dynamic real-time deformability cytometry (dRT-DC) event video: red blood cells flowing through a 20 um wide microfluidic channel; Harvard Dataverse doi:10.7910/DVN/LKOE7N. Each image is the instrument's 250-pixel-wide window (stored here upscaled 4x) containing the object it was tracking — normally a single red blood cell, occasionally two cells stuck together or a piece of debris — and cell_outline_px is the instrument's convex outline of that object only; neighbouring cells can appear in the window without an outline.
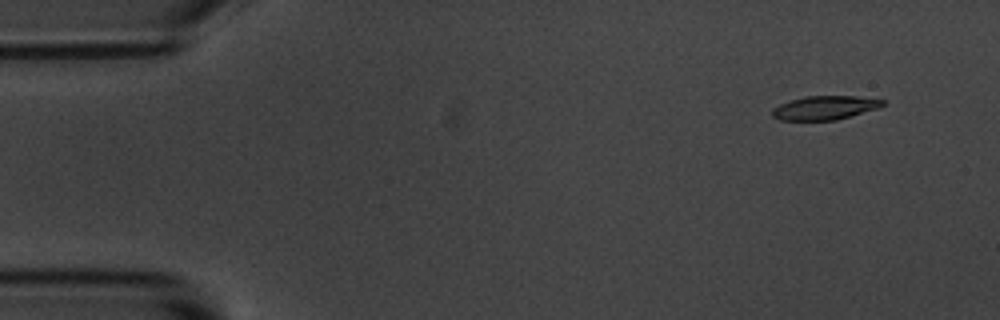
{"species": "common noctule bat (a hibernating species)", "species_latin": "Nyctalus noctula", "temperature_condition": "room temperature", "stored_images_in_passage": 4, "camera_frame_rate_fps": 3000, "um_per_image_px": 0.085, "animal": {"sex": "male", "body_mass_g": 20.1, "forearm_length_mm": 53.5}, "frame": {"image": 1, "passage_image": 1, "time_ms": 0.0, "image_size_px": [1000, 320], "cell_outline_px": [[884, 104], [880, 108], [836, 120], [780, 120], [772, 116], [772, 108], [780, 104], [804, 96], [856, 96], [884, 100]], "centroid_in_image_um": [70.11, 9.16], "position_along_channel_um": 14.9, "area_um2": 15.32}}
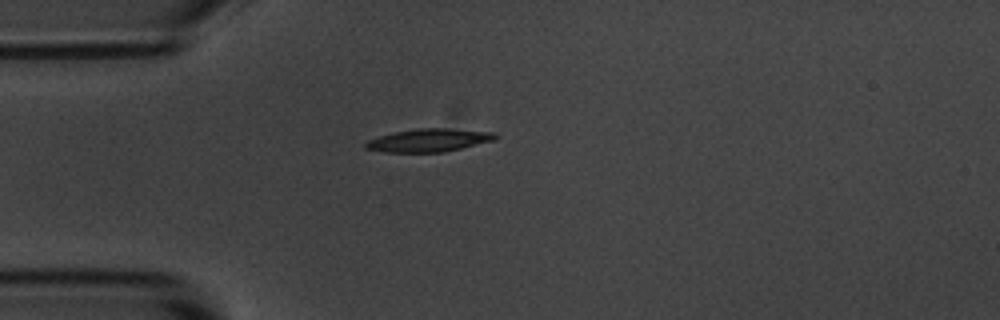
{"frame": {"image": 2, "passage_image": 4, "time_ms": 3.333, "image_size_px": [1000, 320], "cell_outline_px": [[500, 136], [496, 140], [444, 152], [384, 152], [364, 148], [364, 144], [368, 140], [392, 132], [420, 128], [444, 128], [496, 132]], "centroid_in_image_um": [36.49, 11.92], "position_along_channel_um": 48.5, "area_um2": 17.51}}